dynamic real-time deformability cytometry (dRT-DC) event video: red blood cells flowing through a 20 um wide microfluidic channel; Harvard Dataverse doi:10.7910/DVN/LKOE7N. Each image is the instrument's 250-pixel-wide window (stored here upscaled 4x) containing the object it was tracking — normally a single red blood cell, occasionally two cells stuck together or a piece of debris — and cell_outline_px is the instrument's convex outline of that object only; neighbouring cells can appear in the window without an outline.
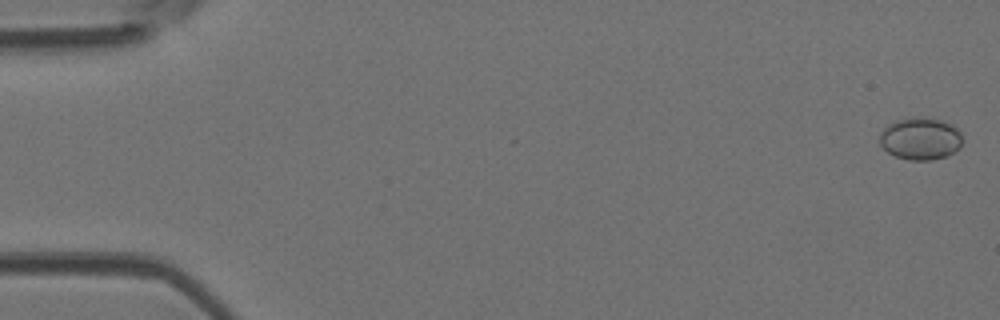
{"species": "Egyptian fruit bat (a non-hibernating species)", "species_latin": "Rousettus aegyptiacus", "temperature_condition": "room temperature", "stored_images_in_passage": 51, "segment_of_instrument_passage": [1, 2], "camera_frame_rate_fps": 3000, "um_per_image_px": 0.085, "animal": {"sex": "female"}, "frame": {"image": 1, "passage_image": 1, "time_ms": 0.0, "image_size_px": [1000, 320], "cell_outline_px": [[964, 140], [960, 148], [944, 156], [932, 160], [908, 160], [896, 156], [888, 152], [880, 144], [880, 132], [888, 124], [896, 120], [912, 116], [928, 116], [952, 124], [960, 132]], "centroid_in_image_um": [78.25, 11.76], "position_along_channel_um": 6.8, "area_um2": 20.69}}